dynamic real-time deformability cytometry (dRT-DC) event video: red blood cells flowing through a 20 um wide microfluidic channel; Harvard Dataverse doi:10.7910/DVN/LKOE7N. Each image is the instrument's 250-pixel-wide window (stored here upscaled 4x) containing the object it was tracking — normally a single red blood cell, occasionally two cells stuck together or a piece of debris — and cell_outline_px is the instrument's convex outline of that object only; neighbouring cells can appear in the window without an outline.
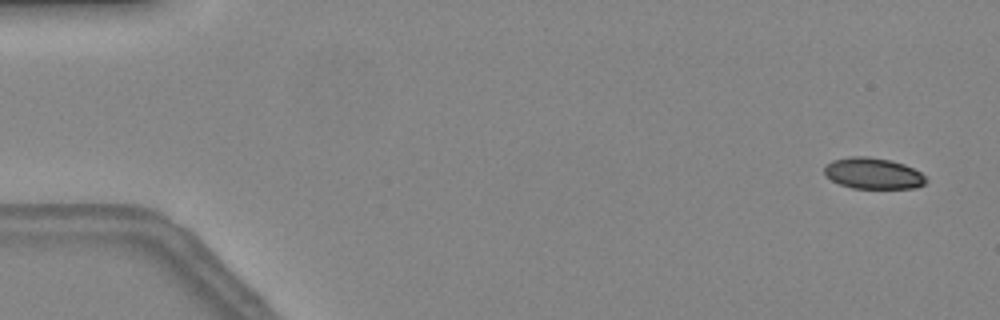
{"species": "common noctule bat (a hibernating species)", "species_latin": "Nyctalus noctula", "temperature_condition": "warm", "stored_images_in_passage": 16, "camera_frame_rate_fps": 3000, "um_per_image_px": 0.085, "animal": {"sex": "female", "body_mass_g": 24.6, "forearm_length_mm": 56.2}, "frame": {"image": 1, "passage_image": 3, "time_ms": 0.667, "image_size_px": [1000, 320], "cell_outline_px": [[928, 180], [924, 184], [916, 188], [852, 188], [840, 184], [832, 180], [824, 172], [824, 168], [832, 160], [852, 156], [868, 156], [888, 160], [904, 164], [920, 172]], "centroid_in_image_um": [74.23, 14.74], "position_along_channel_um": 10.8, "area_um2": 18.26}}